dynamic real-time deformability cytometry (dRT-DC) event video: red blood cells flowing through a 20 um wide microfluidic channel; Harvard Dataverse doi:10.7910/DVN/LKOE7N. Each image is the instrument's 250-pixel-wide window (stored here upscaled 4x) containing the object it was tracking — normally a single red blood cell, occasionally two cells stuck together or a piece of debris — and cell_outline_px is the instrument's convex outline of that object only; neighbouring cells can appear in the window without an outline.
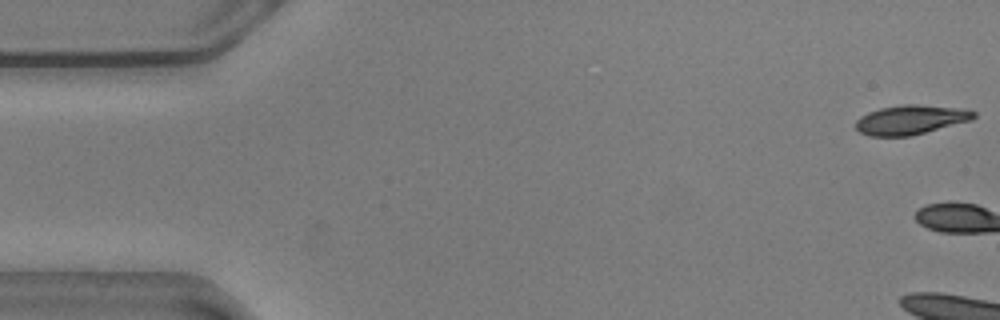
{"species": "common noctule bat (a hibernating species)", "species_latin": "Nyctalus noctula", "temperature_condition": "warm", "stored_images_in_passage": 3, "camera_frame_rate_fps": 3000, "um_per_image_px": 0.085, "animal": {"sex": "male", "body_mass_g": 20.5, "forearm_length_mm": 52.5}, "frame": {"image": 1, "passage_image": 1, "time_ms": 0.0, "image_size_px": [1000, 320], "cell_outline_px": [[976, 116], [972, 120], [912, 136], [868, 136], [860, 132], [856, 128], [856, 120], [860, 116], [868, 112], [880, 108], [904, 104], [916, 104], [956, 108], [976, 112]], "centroid_in_image_um": [77.38, 10.19], "position_along_channel_um": 7.6, "area_um2": 20.17}}